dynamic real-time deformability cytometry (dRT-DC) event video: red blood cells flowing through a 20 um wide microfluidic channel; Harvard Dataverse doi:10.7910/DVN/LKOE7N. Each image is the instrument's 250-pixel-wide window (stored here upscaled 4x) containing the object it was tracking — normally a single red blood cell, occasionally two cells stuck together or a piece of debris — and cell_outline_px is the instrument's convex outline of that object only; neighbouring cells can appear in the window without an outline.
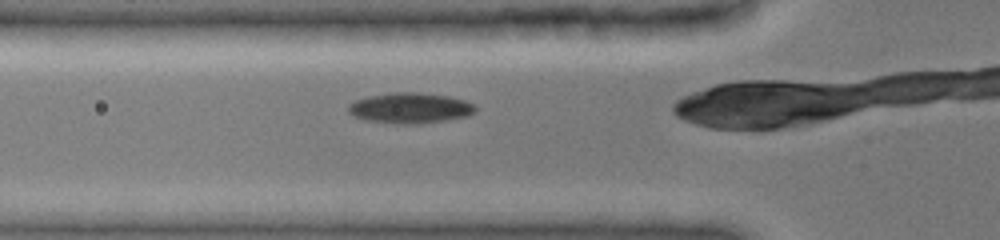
{"species": "common noctule bat (a hibernating species)", "species_latin": "Nyctalus noctula", "temperature_condition": "cold", "stored_images_in_passage": 9, "camera_frame_rate_fps": 3000, "um_per_image_px": 0.085, "animal": {"sex": "female", "body_mass_g": 19.0, "forearm_length_mm": 51.5}, "frame": {"image": 1, "passage_image": 6, "time_ms": 2.333, "image_size_px": [1000, 240], "cell_outline_px": [[476, 112], [468, 116], [420, 124], [396, 124], [364, 120], [348, 112], [348, 104], [356, 100], [372, 96], [392, 92], [420, 92], [448, 96], [464, 100], [476, 104]], "centroid_in_image_um": [34.89, 9.19], "position_along_channel_um": 90.9, "area_um2": 22.72}}